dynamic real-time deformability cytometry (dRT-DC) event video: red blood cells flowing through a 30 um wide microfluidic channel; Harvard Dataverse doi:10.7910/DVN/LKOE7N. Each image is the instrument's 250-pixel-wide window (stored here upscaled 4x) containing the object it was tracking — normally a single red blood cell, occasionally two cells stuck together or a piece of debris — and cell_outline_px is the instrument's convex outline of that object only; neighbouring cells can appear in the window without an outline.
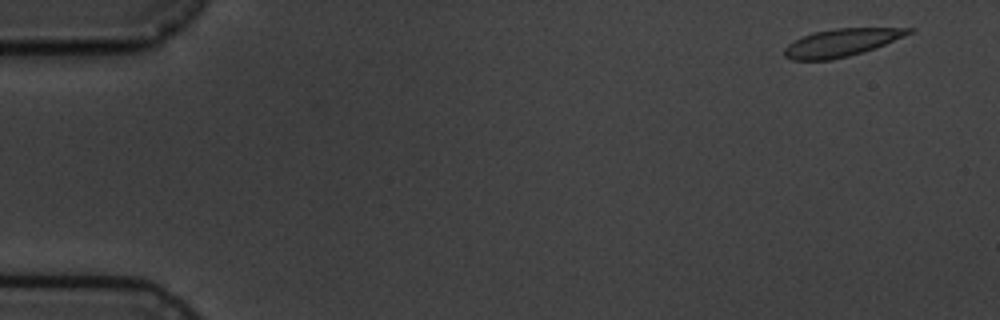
{"species": "common noctule bat (a hibernating species)", "species_latin": "Nyctalus noctula", "temperature_condition": "cold", "stored_images_in_passage": 6, "camera_frame_rate_fps": 3000, "um_per_image_px": 0.085, "animal": {"sex": "male", "body_mass_g": 19.5, "forearm_length_mm": 54.6}, "frame": {"image": 1, "passage_image": 1, "time_ms": 0.0, "image_size_px": [1000, 320], "cell_outline_px": [[916, 28], [912, 32], [904, 36], [864, 52], [832, 60], [792, 60], [784, 56], [784, 48], [788, 44], [812, 32], [836, 28]], "centroid_in_image_um": [71.49, 3.63], "position_along_channel_um": 13.5, "area_um2": 19.88}}
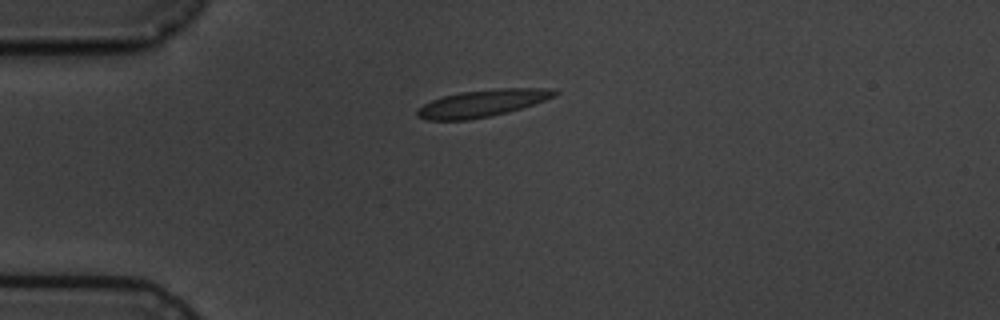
{"frame": {"image": 2, "passage_image": 4, "time_ms": 3.667, "image_size_px": [1000, 320], "cell_outline_px": [[560, 92], [556, 96], [508, 112], [468, 120], [428, 120], [416, 116], [416, 112], [424, 104], [440, 96], [460, 92], [500, 88], [548, 88]], "centroid_in_image_um": [40.98, 8.77], "position_along_channel_um": 44.0, "area_um2": 21.5}}
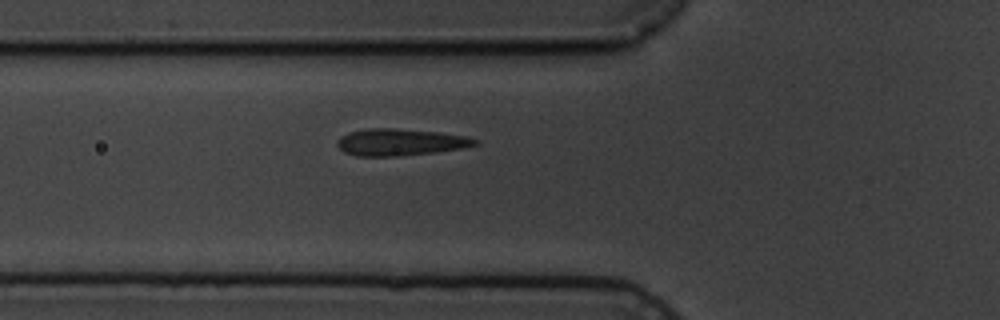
{"frame": {"image": 3, "passage_image": 6, "time_ms": 5.667, "image_size_px": [1000, 320], "cell_outline_px": [[480, 144], [464, 148], [400, 156], [356, 156], [344, 152], [336, 144], [340, 136], [348, 132], [368, 128], [396, 128], [436, 132], [464, 136], [480, 140]], "centroid_in_image_um": [34.01, 12.08], "position_along_channel_um": 91.8, "area_um2": 21.56}}